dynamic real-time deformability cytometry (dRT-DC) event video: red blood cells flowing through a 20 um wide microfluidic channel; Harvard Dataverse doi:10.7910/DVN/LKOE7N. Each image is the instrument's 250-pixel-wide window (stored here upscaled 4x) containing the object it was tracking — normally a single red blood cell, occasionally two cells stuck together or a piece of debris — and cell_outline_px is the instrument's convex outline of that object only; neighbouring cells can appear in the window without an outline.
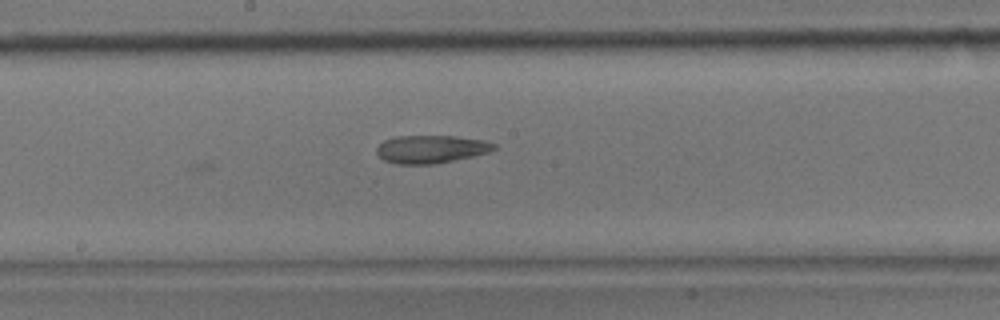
{"species": "common noctule bat (a hibernating species)", "species_latin": "Nyctalus noctula", "temperature_condition": "room temperature", "stored_images_in_passage": 14, "camera_frame_rate_fps": 3000, "um_per_image_px": 0.085, "animal": {"sex": "male", "body_mass_g": 17.9}, "frame": {"image": 1, "passage_image": 14, "time_ms": 4.333, "image_size_px": [1000, 320], "cell_outline_px": [[496, 148], [488, 152], [472, 156], [436, 164], [396, 164], [384, 160], [376, 152], [376, 148], [384, 140], [392, 136], [456, 136], [484, 140], [496, 144]], "centroid_in_image_um": [36.62, 12.67], "position_along_channel_um": 211.6, "area_um2": 19.13}}